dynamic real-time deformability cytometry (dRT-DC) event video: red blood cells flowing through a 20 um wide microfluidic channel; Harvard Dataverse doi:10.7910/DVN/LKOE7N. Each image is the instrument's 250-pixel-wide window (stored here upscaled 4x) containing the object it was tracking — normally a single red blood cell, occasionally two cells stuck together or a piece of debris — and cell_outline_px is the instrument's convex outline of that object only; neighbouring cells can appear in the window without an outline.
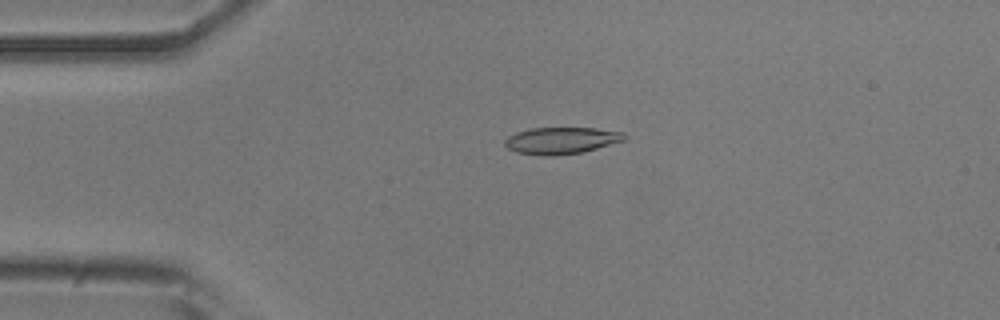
{"species": "common noctule bat (a hibernating species)", "species_latin": "Nyctalus noctula", "temperature_condition": "room temperature", "stored_images_in_passage": 6, "camera_frame_rate_fps": 3000, "um_per_image_px": 0.085, "animal": {"sex": "male", "body_mass_g": 20.5, "forearm_length_mm": 52.5}, "frame": {"image": 1, "passage_image": 1, "time_ms": 0.0, "image_size_px": [1000, 320], "cell_outline_px": [[628, 136], [624, 140], [596, 148], [580, 152], [552, 156], [544, 156], [516, 152], [508, 148], [504, 144], [504, 140], [508, 136], [516, 132], [532, 128], [596, 128], [624, 132]], "centroid_in_image_um": [47.7, 11.94], "position_along_channel_um": 37.3, "area_um2": 18.55}}